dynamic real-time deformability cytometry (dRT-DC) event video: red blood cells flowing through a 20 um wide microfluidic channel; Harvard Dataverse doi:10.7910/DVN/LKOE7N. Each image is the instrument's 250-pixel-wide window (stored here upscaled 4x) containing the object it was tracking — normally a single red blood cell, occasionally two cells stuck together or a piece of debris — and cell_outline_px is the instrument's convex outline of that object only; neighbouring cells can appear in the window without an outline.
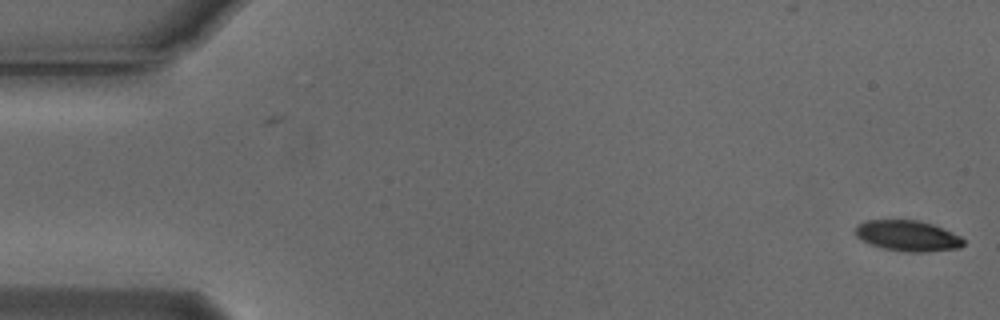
{"species": "Egyptian fruit bat (a non-hibernating species)", "species_latin": "Rousettus aegyptiacus", "temperature_condition": "cold", "stored_images_in_passage": 2, "camera_frame_rate_fps": 3000, "um_per_image_px": 0.085, "animal": {"sex": "male"}, "frame": {"image": 1, "passage_image": 2, "time_ms": 0.333, "image_size_px": [1000, 320], "cell_outline_px": [[964, 244], [960, 248], [924, 252], [908, 252], [884, 248], [872, 244], [856, 236], [856, 228], [860, 224], [868, 220], [916, 220], [932, 224], [952, 232], [960, 236], [964, 240]], "centroid_in_image_um": [77.2, 20.04], "position_along_channel_um": 7.8, "area_um2": 19.02}}